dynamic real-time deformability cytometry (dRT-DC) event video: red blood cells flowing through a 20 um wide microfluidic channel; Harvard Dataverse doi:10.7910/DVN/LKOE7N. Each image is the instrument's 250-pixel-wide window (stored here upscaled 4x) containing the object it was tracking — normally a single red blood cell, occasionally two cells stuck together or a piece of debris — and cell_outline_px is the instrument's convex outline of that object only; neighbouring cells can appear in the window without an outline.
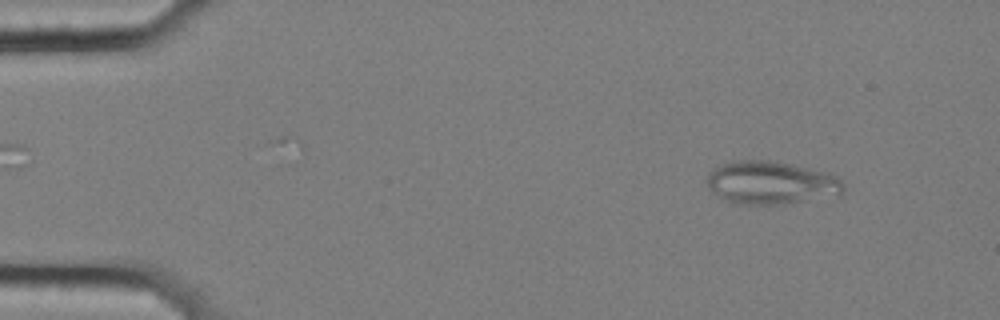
{"species": "common noctule bat (a hibernating species)", "species_latin": "Nyctalus noctula", "temperature_condition": "cold", "stored_images_in_passage": 57, "camera_frame_rate_fps": 3000, "um_per_image_px": 0.085, "animal": {"sex": "female", "body_mass_g": 25.1}, "frame": {"image": 1, "passage_image": 6, "time_ms": 1.667, "image_size_px": [1000, 320], "cell_outline_px": [[844, 188], [840, 196], [780, 204], [732, 204], [716, 196], [708, 188], [704, 180], [708, 172], [732, 160], [768, 160], [792, 164], [828, 172], [840, 176], [844, 184]], "centroid_in_image_um": [65.54, 15.54], "position_along_channel_um": 19.5, "area_um2": 34.97}}
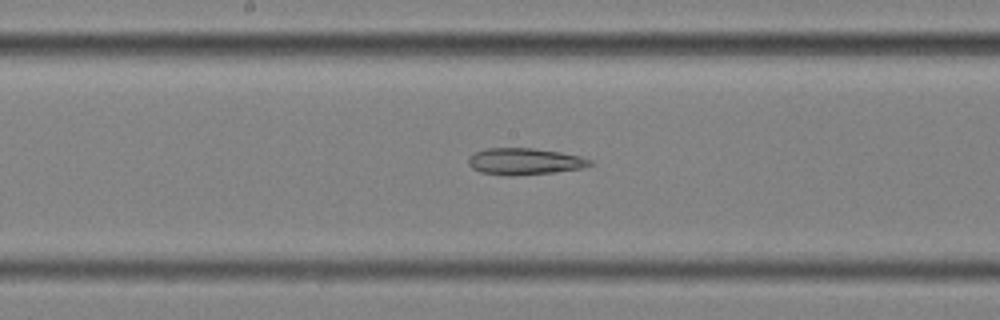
{"frame": {"image": 2, "passage_image": 30, "time_ms": 9.667, "image_size_px": [1000, 320], "cell_outline_px": [[596, 164], [584, 168], [556, 172], [508, 176], [504, 176], [480, 172], [472, 168], [468, 164], [468, 156], [476, 152], [488, 148], [532, 148], [560, 152], [580, 156], [592, 160]], "centroid_in_image_um": [44.62, 13.73], "position_along_channel_um": 203.6, "area_um2": 19.07}}
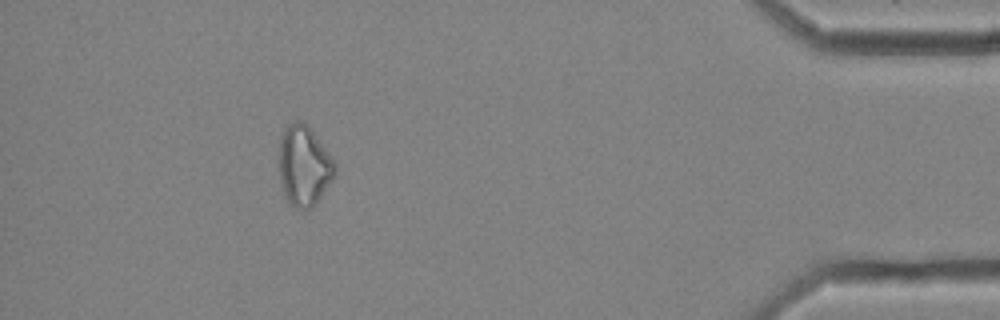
{"frame": {"image": 3, "passage_image": 52, "time_ms": 17.0, "image_size_px": [1000, 320], "cell_outline_px": [[336, 172], [332, 180], [312, 208], [296, 208], [288, 204], [280, 180], [276, 160], [280, 136], [284, 128], [288, 124], [296, 120], [300, 120], [308, 124], [336, 160]], "centroid_in_image_um": [25.81, 14.03], "position_along_channel_um": 409.4, "area_um2": 27.05}}